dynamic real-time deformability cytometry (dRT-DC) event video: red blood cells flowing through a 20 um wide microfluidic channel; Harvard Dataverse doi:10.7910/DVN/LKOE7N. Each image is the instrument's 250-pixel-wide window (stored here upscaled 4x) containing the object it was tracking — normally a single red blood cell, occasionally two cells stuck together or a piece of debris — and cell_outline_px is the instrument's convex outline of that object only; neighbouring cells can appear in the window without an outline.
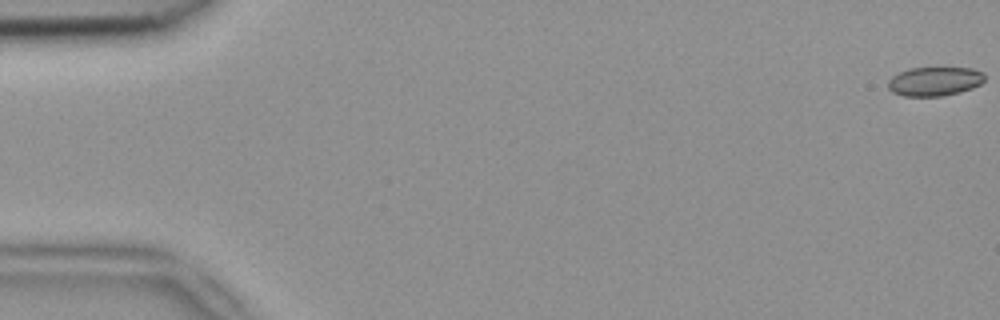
{"species": "common noctule bat (a hibernating species)", "species_latin": "Nyctalus noctula", "temperature_condition": "room temperature", "stored_images_in_passage": 6, "camera_frame_rate_fps": 3000, "um_per_image_px": 0.085, "animal": {"sex": "female", "body_mass_g": 18.4}, "frame": {"image": 1, "passage_image": 1, "time_ms": 0.0, "image_size_px": [1000, 320], "cell_outline_px": [[984, 80], [980, 84], [972, 88], [960, 92], [940, 96], [904, 96], [892, 92], [888, 88], [888, 80], [892, 76], [908, 68], [972, 68], [984, 72]], "centroid_in_image_um": [79.43, 6.91], "position_along_channel_um": 5.6, "area_um2": 16.36}}
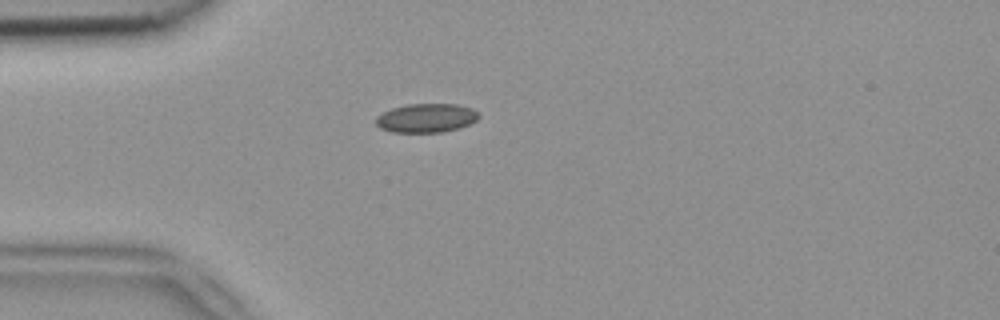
{"frame": {"image": 2, "passage_image": 5, "time_ms": 1.333, "image_size_px": [1000, 320], "cell_outline_px": [[480, 116], [476, 120], [460, 128], [444, 132], [392, 132], [380, 128], [376, 124], [376, 116], [392, 108], [408, 104], [456, 104], [472, 108]], "centroid_in_image_um": [36.23, 10.03], "position_along_channel_um": 48.8, "area_um2": 17.28}}